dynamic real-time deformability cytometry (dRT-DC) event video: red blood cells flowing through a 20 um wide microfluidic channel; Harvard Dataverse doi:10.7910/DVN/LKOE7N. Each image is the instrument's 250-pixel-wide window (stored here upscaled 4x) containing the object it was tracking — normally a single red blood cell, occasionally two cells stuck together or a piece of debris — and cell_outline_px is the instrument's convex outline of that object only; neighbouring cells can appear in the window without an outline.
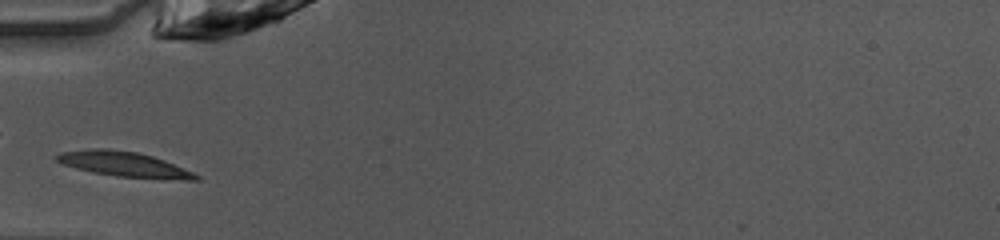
{"species": "common noctule bat (a hibernating species)", "species_latin": "Nyctalus noctula", "temperature_condition": "warm", "stored_images_in_passage": 30, "camera_frame_rate_fps": 3000, "um_per_image_px": 0.085, "animal": {"sex": "female", "body_mass_g": 10.0, "forearm_length_mm": 53.1}, "frame": {"image": 1, "passage_image": 1, "time_ms": 0.0, "image_size_px": [1000, 240], "cell_outline_px": [[200, 180], [184, 180], [120, 176], [92, 172], [76, 168], [64, 164], [56, 160], [56, 156], [60, 152], [92, 148], [104, 148], [136, 152], [152, 156], [164, 160], [192, 172], [200, 176]], "centroid_in_image_um": [10.54, 13.95], "position_along_channel_um": 74.5, "area_um2": 19.94}}
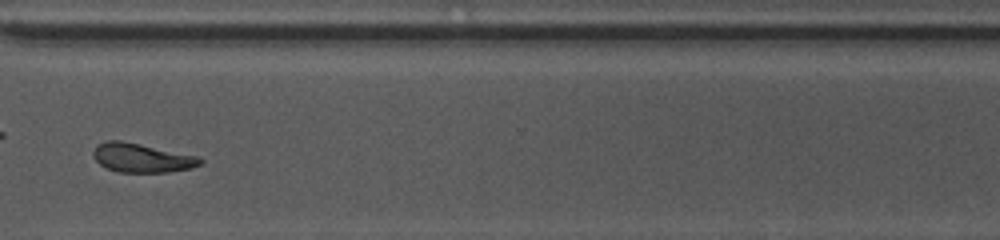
{"frame": {"image": 2, "passage_image": 22, "time_ms": 7.0, "image_size_px": [1000, 240], "cell_outline_px": [[204, 164], [192, 168], [168, 172], [120, 172], [104, 168], [92, 156], [92, 152], [100, 144], [108, 140], [120, 140], [200, 156], [204, 160]], "centroid_in_image_um": [12.11, 13.43], "position_along_channel_um": 358.5, "area_um2": 18.21}}